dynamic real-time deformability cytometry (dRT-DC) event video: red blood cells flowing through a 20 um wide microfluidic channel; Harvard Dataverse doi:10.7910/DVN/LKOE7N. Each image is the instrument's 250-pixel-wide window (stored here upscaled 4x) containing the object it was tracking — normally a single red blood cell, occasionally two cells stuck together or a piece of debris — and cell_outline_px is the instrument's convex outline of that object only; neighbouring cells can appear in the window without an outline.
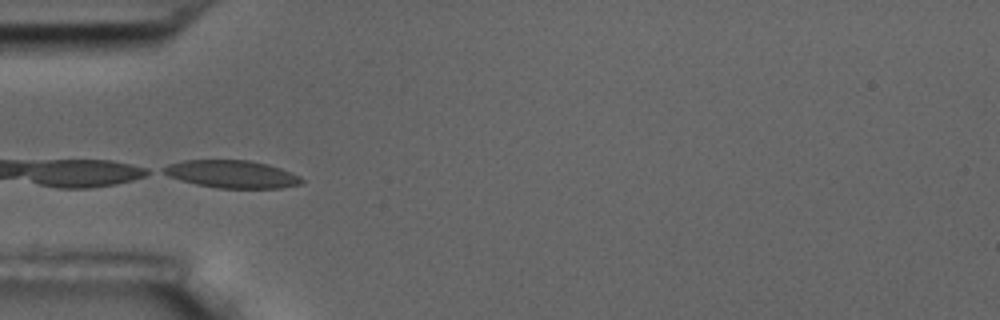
{"species": "common noctule bat (a hibernating species)", "species_latin": "Nyctalus noctula", "temperature_condition": "room temperature", "stored_images_in_passage": 7, "camera_frame_rate_fps": 3000, "um_per_image_px": 0.085, "animal": {"sex": "male", "body_mass_g": 17.5, "forearm_length_mm": 52.3}, "frame": {"image": 1, "passage_image": 6, "time_ms": 6.667, "image_size_px": [1000, 320], "cell_outline_px": [[304, 180], [300, 184], [280, 188], [216, 188], [196, 184], [168, 176], [160, 172], [160, 168], [168, 164], [184, 160], [248, 160], [268, 164], [280, 168], [300, 176]], "centroid_in_image_um": [19.67, 14.8], "position_along_channel_um": 65.3, "area_um2": 22.31}}